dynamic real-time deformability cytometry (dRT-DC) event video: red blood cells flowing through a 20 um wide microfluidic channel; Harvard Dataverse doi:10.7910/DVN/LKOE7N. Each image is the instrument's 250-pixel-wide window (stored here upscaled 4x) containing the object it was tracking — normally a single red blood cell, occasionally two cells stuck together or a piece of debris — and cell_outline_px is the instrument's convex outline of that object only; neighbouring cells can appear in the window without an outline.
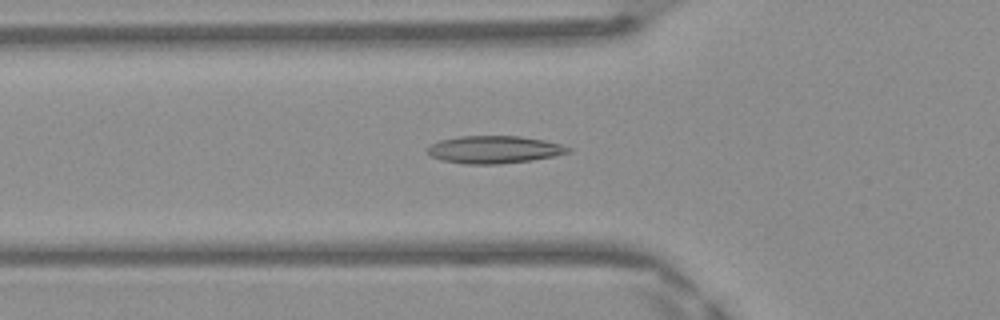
{"species": "Egyptian fruit bat (a non-hibernating species)", "species_latin": "Rousettus aegyptiacus", "temperature_condition": "warm", "stored_images_in_passage": 48, "camera_frame_rate_fps": 3000, "um_per_image_px": 0.085, "frame": {"image": 1, "passage_image": 17, "time_ms": 5.333, "image_size_px": [1000, 320], "cell_outline_px": [[572, 152], [556, 156], [532, 160], [500, 164], [464, 164], [440, 160], [428, 156], [428, 148], [432, 144], [440, 140], [460, 136], [520, 136], [544, 140], [560, 144], [572, 148]], "centroid_in_image_um": [42.02, 12.72], "position_along_channel_um": 83.8, "area_um2": 22.77}}
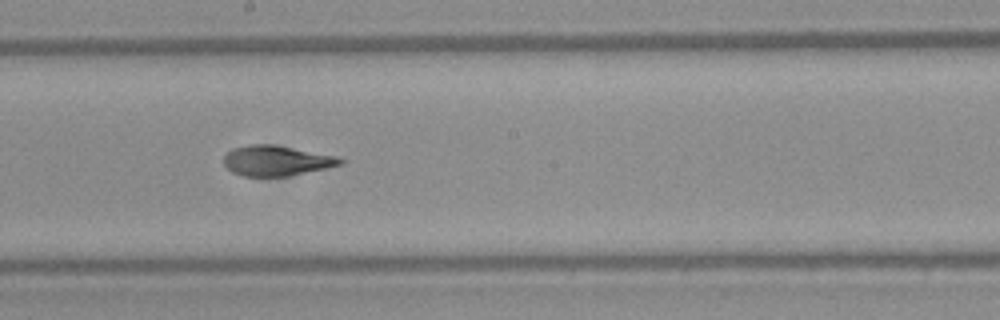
{"frame": {"image": 2, "passage_image": 27, "time_ms": 8.667, "image_size_px": [1000, 320], "cell_outline_px": [[344, 164], [288, 176], [244, 176], [232, 172], [224, 164], [224, 156], [232, 148], [252, 144], [272, 144], [336, 156], [344, 160]], "centroid_in_image_um": [23.48, 13.65], "position_along_channel_um": 224.7, "area_um2": 20.35}}
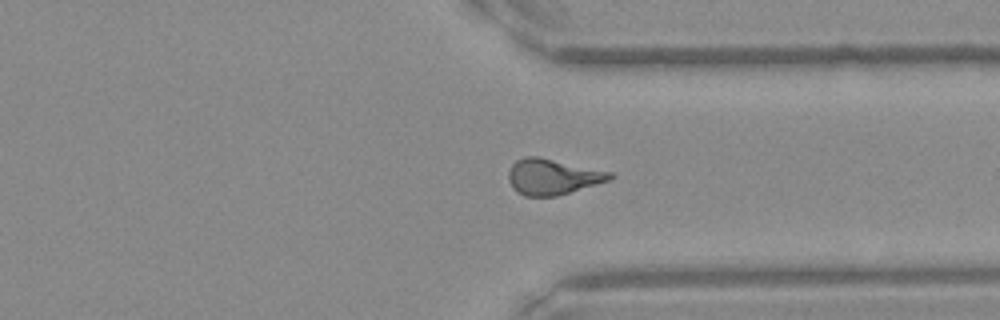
{"frame": {"image": 3, "passage_image": 37, "time_ms": 12.0, "image_size_px": [1000, 320], "cell_outline_px": [[616, 176], [608, 180], [596, 184], [556, 196], [524, 196], [516, 192], [512, 188], [508, 180], [508, 172], [512, 164], [516, 160], [524, 156], [536, 156], [616, 172]], "centroid_in_image_um": [46.97, 15.01], "position_along_channel_um": 364.4, "area_um2": 21.33}, "authors_computed_cell_mechanics": {"area_um2": 21.0103, "velocity_mm_per_s": 4.2007, "shape_relaxation_time_tau1_ms": null, "shape_relaxation_time_tau2_ms": 0.9905, "deformation_change_tau1": null, "deformation_change_tau2": 0.0868}}